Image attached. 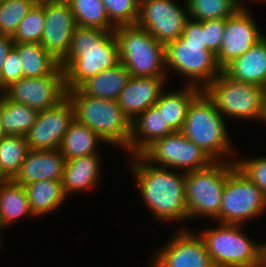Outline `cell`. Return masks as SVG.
I'll return each instance as SVG.
<instances>
[{
    "label": "cell",
    "instance_id": "obj_29",
    "mask_svg": "<svg viewBox=\"0 0 266 267\" xmlns=\"http://www.w3.org/2000/svg\"><path fill=\"white\" fill-rule=\"evenodd\" d=\"M39 112L2 96L0 100V118L5 135L26 136L35 124Z\"/></svg>",
    "mask_w": 266,
    "mask_h": 267
},
{
    "label": "cell",
    "instance_id": "obj_25",
    "mask_svg": "<svg viewBox=\"0 0 266 267\" xmlns=\"http://www.w3.org/2000/svg\"><path fill=\"white\" fill-rule=\"evenodd\" d=\"M22 64V77L37 78L51 74L59 65L40 43H14Z\"/></svg>",
    "mask_w": 266,
    "mask_h": 267
},
{
    "label": "cell",
    "instance_id": "obj_27",
    "mask_svg": "<svg viewBox=\"0 0 266 267\" xmlns=\"http://www.w3.org/2000/svg\"><path fill=\"white\" fill-rule=\"evenodd\" d=\"M35 216L55 211L65 200L62 181L41 180L24 186Z\"/></svg>",
    "mask_w": 266,
    "mask_h": 267
},
{
    "label": "cell",
    "instance_id": "obj_41",
    "mask_svg": "<svg viewBox=\"0 0 266 267\" xmlns=\"http://www.w3.org/2000/svg\"><path fill=\"white\" fill-rule=\"evenodd\" d=\"M35 5H46V4H58V3H65L68 0H32Z\"/></svg>",
    "mask_w": 266,
    "mask_h": 267
},
{
    "label": "cell",
    "instance_id": "obj_13",
    "mask_svg": "<svg viewBox=\"0 0 266 267\" xmlns=\"http://www.w3.org/2000/svg\"><path fill=\"white\" fill-rule=\"evenodd\" d=\"M174 0H140L137 25L146 29L156 41L166 45L179 38L189 19Z\"/></svg>",
    "mask_w": 266,
    "mask_h": 267
},
{
    "label": "cell",
    "instance_id": "obj_43",
    "mask_svg": "<svg viewBox=\"0 0 266 267\" xmlns=\"http://www.w3.org/2000/svg\"><path fill=\"white\" fill-rule=\"evenodd\" d=\"M3 136H5V132L3 131L2 122L0 118V138H2Z\"/></svg>",
    "mask_w": 266,
    "mask_h": 267
},
{
    "label": "cell",
    "instance_id": "obj_20",
    "mask_svg": "<svg viewBox=\"0 0 266 267\" xmlns=\"http://www.w3.org/2000/svg\"><path fill=\"white\" fill-rule=\"evenodd\" d=\"M172 132L174 131L165 123L162 112H159L155 105L150 106L131 122V136L127 150L133 156L140 155L155 140Z\"/></svg>",
    "mask_w": 266,
    "mask_h": 267
},
{
    "label": "cell",
    "instance_id": "obj_31",
    "mask_svg": "<svg viewBox=\"0 0 266 267\" xmlns=\"http://www.w3.org/2000/svg\"><path fill=\"white\" fill-rule=\"evenodd\" d=\"M76 26L115 30L102 0H68Z\"/></svg>",
    "mask_w": 266,
    "mask_h": 267
},
{
    "label": "cell",
    "instance_id": "obj_11",
    "mask_svg": "<svg viewBox=\"0 0 266 267\" xmlns=\"http://www.w3.org/2000/svg\"><path fill=\"white\" fill-rule=\"evenodd\" d=\"M146 161L156 162L162 168H181L195 171L208 167L214 162L194 142L186 138L181 131H174L155 140L141 154Z\"/></svg>",
    "mask_w": 266,
    "mask_h": 267
},
{
    "label": "cell",
    "instance_id": "obj_15",
    "mask_svg": "<svg viewBox=\"0 0 266 267\" xmlns=\"http://www.w3.org/2000/svg\"><path fill=\"white\" fill-rule=\"evenodd\" d=\"M254 21L245 7H241L226 19L223 41L216 55L217 64L221 69L242 56L265 36L258 30Z\"/></svg>",
    "mask_w": 266,
    "mask_h": 267
},
{
    "label": "cell",
    "instance_id": "obj_21",
    "mask_svg": "<svg viewBox=\"0 0 266 267\" xmlns=\"http://www.w3.org/2000/svg\"><path fill=\"white\" fill-rule=\"evenodd\" d=\"M222 71L240 82H249L266 89V36L251 49L228 63Z\"/></svg>",
    "mask_w": 266,
    "mask_h": 267
},
{
    "label": "cell",
    "instance_id": "obj_30",
    "mask_svg": "<svg viewBox=\"0 0 266 267\" xmlns=\"http://www.w3.org/2000/svg\"><path fill=\"white\" fill-rule=\"evenodd\" d=\"M29 148L26 137L5 135L0 138V178L13 180L21 169Z\"/></svg>",
    "mask_w": 266,
    "mask_h": 267
},
{
    "label": "cell",
    "instance_id": "obj_10",
    "mask_svg": "<svg viewBox=\"0 0 266 267\" xmlns=\"http://www.w3.org/2000/svg\"><path fill=\"white\" fill-rule=\"evenodd\" d=\"M165 65L192 79L188 85L201 90L222 71L217 64L216 55L207 49V44L185 42L180 37L165 45Z\"/></svg>",
    "mask_w": 266,
    "mask_h": 267
},
{
    "label": "cell",
    "instance_id": "obj_19",
    "mask_svg": "<svg viewBox=\"0 0 266 267\" xmlns=\"http://www.w3.org/2000/svg\"><path fill=\"white\" fill-rule=\"evenodd\" d=\"M65 161L59 149H29L13 181L22 186L41 180L62 181Z\"/></svg>",
    "mask_w": 266,
    "mask_h": 267
},
{
    "label": "cell",
    "instance_id": "obj_7",
    "mask_svg": "<svg viewBox=\"0 0 266 267\" xmlns=\"http://www.w3.org/2000/svg\"><path fill=\"white\" fill-rule=\"evenodd\" d=\"M222 162L214 161L206 168L185 173L189 219L201 215L219 220L226 178L236 166L234 161Z\"/></svg>",
    "mask_w": 266,
    "mask_h": 267
},
{
    "label": "cell",
    "instance_id": "obj_9",
    "mask_svg": "<svg viewBox=\"0 0 266 267\" xmlns=\"http://www.w3.org/2000/svg\"><path fill=\"white\" fill-rule=\"evenodd\" d=\"M266 209L263 191L235 166L228 174L222 195L219 223L241 224Z\"/></svg>",
    "mask_w": 266,
    "mask_h": 267
},
{
    "label": "cell",
    "instance_id": "obj_32",
    "mask_svg": "<svg viewBox=\"0 0 266 267\" xmlns=\"http://www.w3.org/2000/svg\"><path fill=\"white\" fill-rule=\"evenodd\" d=\"M239 0H186L189 18L197 21L227 19L241 7Z\"/></svg>",
    "mask_w": 266,
    "mask_h": 267
},
{
    "label": "cell",
    "instance_id": "obj_24",
    "mask_svg": "<svg viewBox=\"0 0 266 267\" xmlns=\"http://www.w3.org/2000/svg\"><path fill=\"white\" fill-rule=\"evenodd\" d=\"M186 87L183 91L163 92L155 104L159 112H162L165 123L173 131L182 130L190 103L202 91L195 86Z\"/></svg>",
    "mask_w": 266,
    "mask_h": 267
},
{
    "label": "cell",
    "instance_id": "obj_33",
    "mask_svg": "<svg viewBox=\"0 0 266 267\" xmlns=\"http://www.w3.org/2000/svg\"><path fill=\"white\" fill-rule=\"evenodd\" d=\"M45 26L44 5H34L19 23L14 43H40Z\"/></svg>",
    "mask_w": 266,
    "mask_h": 267
},
{
    "label": "cell",
    "instance_id": "obj_44",
    "mask_svg": "<svg viewBox=\"0 0 266 267\" xmlns=\"http://www.w3.org/2000/svg\"><path fill=\"white\" fill-rule=\"evenodd\" d=\"M2 230V224H1V217H0V231ZM1 242H0V247H1Z\"/></svg>",
    "mask_w": 266,
    "mask_h": 267
},
{
    "label": "cell",
    "instance_id": "obj_37",
    "mask_svg": "<svg viewBox=\"0 0 266 267\" xmlns=\"http://www.w3.org/2000/svg\"><path fill=\"white\" fill-rule=\"evenodd\" d=\"M22 78V64L17 49L13 46L5 60L0 73V88L3 90L9 84Z\"/></svg>",
    "mask_w": 266,
    "mask_h": 267
},
{
    "label": "cell",
    "instance_id": "obj_40",
    "mask_svg": "<svg viewBox=\"0 0 266 267\" xmlns=\"http://www.w3.org/2000/svg\"><path fill=\"white\" fill-rule=\"evenodd\" d=\"M14 46L11 36L0 34V73L10 49Z\"/></svg>",
    "mask_w": 266,
    "mask_h": 267
},
{
    "label": "cell",
    "instance_id": "obj_8",
    "mask_svg": "<svg viewBox=\"0 0 266 267\" xmlns=\"http://www.w3.org/2000/svg\"><path fill=\"white\" fill-rule=\"evenodd\" d=\"M204 91L221 115L265 121L266 89L260 85L234 80L221 71Z\"/></svg>",
    "mask_w": 266,
    "mask_h": 267
},
{
    "label": "cell",
    "instance_id": "obj_2",
    "mask_svg": "<svg viewBox=\"0 0 266 267\" xmlns=\"http://www.w3.org/2000/svg\"><path fill=\"white\" fill-rule=\"evenodd\" d=\"M133 157L131 166L137 186L143 202L156 220H186L185 172L178 174L174 170L154 166L141 155Z\"/></svg>",
    "mask_w": 266,
    "mask_h": 267
},
{
    "label": "cell",
    "instance_id": "obj_18",
    "mask_svg": "<svg viewBox=\"0 0 266 267\" xmlns=\"http://www.w3.org/2000/svg\"><path fill=\"white\" fill-rule=\"evenodd\" d=\"M164 80L165 77H130L117 101L131 122L156 104L163 93Z\"/></svg>",
    "mask_w": 266,
    "mask_h": 267
},
{
    "label": "cell",
    "instance_id": "obj_3",
    "mask_svg": "<svg viewBox=\"0 0 266 267\" xmlns=\"http://www.w3.org/2000/svg\"><path fill=\"white\" fill-rule=\"evenodd\" d=\"M75 112V119L93 130L106 143L128 149L131 121L119 107L117 100L102 99L84 94L79 88L67 91Z\"/></svg>",
    "mask_w": 266,
    "mask_h": 267
},
{
    "label": "cell",
    "instance_id": "obj_22",
    "mask_svg": "<svg viewBox=\"0 0 266 267\" xmlns=\"http://www.w3.org/2000/svg\"><path fill=\"white\" fill-rule=\"evenodd\" d=\"M98 154L84 155L65 161L62 188L64 195L93 188L100 178Z\"/></svg>",
    "mask_w": 266,
    "mask_h": 267
},
{
    "label": "cell",
    "instance_id": "obj_36",
    "mask_svg": "<svg viewBox=\"0 0 266 267\" xmlns=\"http://www.w3.org/2000/svg\"><path fill=\"white\" fill-rule=\"evenodd\" d=\"M236 166L255 183L266 197V157H257L246 160H235Z\"/></svg>",
    "mask_w": 266,
    "mask_h": 267
},
{
    "label": "cell",
    "instance_id": "obj_5",
    "mask_svg": "<svg viewBox=\"0 0 266 267\" xmlns=\"http://www.w3.org/2000/svg\"><path fill=\"white\" fill-rule=\"evenodd\" d=\"M119 45L120 63L131 76L165 77V45L137 24L114 30Z\"/></svg>",
    "mask_w": 266,
    "mask_h": 267
},
{
    "label": "cell",
    "instance_id": "obj_6",
    "mask_svg": "<svg viewBox=\"0 0 266 267\" xmlns=\"http://www.w3.org/2000/svg\"><path fill=\"white\" fill-rule=\"evenodd\" d=\"M241 224H219L204 231L202 238L215 267H262L264 244L243 234Z\"/></svg>",
    "mask_w": 266,
    "mask_h": 267
},
{
    "label": "cell",
    "instance_id": "obj_23",
    "mask_svg": "<svg viewBox=\"0 0 266 267\" xmlns=\"http://www.w3.org/2000/svg\"><path fill=\"white\" fill-rule=\"evenodd\" d=\"M131 75L121 63L102 70L85 81L79 89L86 95L102 99L118 100Z\"/></svg>",
    "mask_w": 266,
    "mask_h": 267
},
{
    "label": "cell",
    "instance_id": "obj_17",
    "mask_svg": "<svg viewBox=\"0 0 266 267\" xmlns=\"http://www.w3.org/2000/svg\"><path fill=\"white\" fill-rule=\"evenodd\" d=\"M45 26L40 44L59 62L68 54L76 23L68 2L44 5Z\"/></svg>",
    "mask_w": 266,
    "mask_h": 267
},
{
    "label": "cell",
    "instance_id": "obj_45",
    "mask_svg": "<svg viewBox=\"0 0 266 267\" xmlns=\"http://www.w3.org/2000/svg\"><path fill=\"white\" fill-rule=\"evenodd\" d=\"M0 90H1V91H0V93H1V94H0V100H1V98H2V96H3V94H2V93H3V90H2L1 88H0Z\"/></svg>",
    "mask_w": 266,
    "mask_h": 267
},
{
    "label": "cell",
    "instance_id": "obj_4",
    "mask_svg": "<svg viewBox=\"0 0 266 267\" xmlns=\"http://www.w3.org/2000/svg\"><path fill=\"white\" fill-rule=\"evenodd\" d=\"M223 120L214 101L202 90L190 103L181 132L213 161H219L221 155L233 152Z\"/></svg>",
    "mask_w": 266,
    "mask_h": 267
},
{
    "label": "cell",
    "instance_id": "obj_34",
    "mask_svg": "<svg viewBox=\"0 0 266 267\" xmlns=\"http://www.w3.org/2000/svg\"><path fill=\"white\" fill-rule=\"evenodd\" d=\"M34 5L32 0H5L0 3V34L12 37Z\"/></svg>",
    "mask_w": 266,
    "mask_h": 267
},
{
    "label": "cell",
    "instance_id": "obj_1",
    "mask_svg": "<svg viewBox=\"0 0 266 267\" xmlns=\"http://www.w3.org/2000/svg\"><path fill=\"white\" fill-rule=\"evenodd\" d=\"M120 63L114 30L76 26L67 56L60 62L67 90L79 88L89 78Z\"/></svg>",
    "mask_w": 266,
    "mask_h": 267
},
{
    "label": "cell",
    "instance_id": "obj_12",
    "mask_svg": "<svg viewBox=\"0 0 266 267\" xmlns=\"http://www.w3.org/2000/svg\"><path fill=\"white\" fill-rule=\"evenodd\" d=\"M65 73L59 65L51 74L37 78L22 77L3 89V96L41 112L67 97Z\"/></svg>",
    "mask_w": 266,
    "mask_h": 267
},
{
    "label": "cell",
    "instance_id": "obj_46",
    "mask_svg": "<svg viewBox=\"0 0 266 267\" xmlns=\"http://www.w3.org/2000/svg\"><path fill=\"white\" fill-rule=\"evenodd\" d=\"M265 122H266V104H265Z\"/></svg>",
    "mask_w": 266,
    "mask_h": 267
},
{
    "label": "cell",
    "instance_id": "obj_42",
    "mask_svg": "<svg viewBox=\"0 0 266 267\" xmlns=\"http://www.w3.org/2000/svg\"><path fill=\"white\" fill-rule=\"evenodd\" d=\"M263 267H266V243H264Z\"/></svg>",
    "mask_w": 266,
    "mask_h": 267
},
{
    "label": "cell",
    "instance_id": "obj_16",
    "mask_svg": "<svg viewBox=\"0 0 266 267\" xmlns=\"http://www.w3.org/2000/svg\"><path fill=\"white\" fill-rule=\"evenodd\" d=\"M176 233L156 254L151 267H215L200 236L182 228Z\"/></svg>",
    "mask_w": 266,
    "mask_h": 267
},
{
    "label": "cell",
    "instance_id": "obj_26",
    "mask_svg": "<svg viewBox=\"0 0 266 267\" xmlns=\"http://www.w3.org/2000/svg\"><path fill=\"white\" fill-rule=\"evenodd\" d=\"M99 140L105 142L88 126L74 119L58 149L66 160H71L84 155L97 154L96 145Z\"/></svg>",
    "mask_w": 266,
    "mask_h": 267
},
{
    "label": "cell",
    "instance_id": "obj_14",
    "mask_svg": "<svg viewBox=\"0 0 266 267\" xmlns=\"http://www.w3.org/2000/svg\"><path fill=\"white\" fill-rule=\"evenodd\" d=\"M75 119L68 96L59 104L39 112L35 124L26 134L30 150L58 149L64 134Z\"/></svg>",
    "mask_w": 266,
    "mask_h": 267
},
{
    "label": "cell",
    "instance_id": "obj_38",
    "mask_svg": "<svg viewBox=\"0 0 266 267\" xmlns=\"http://www.w3.org/2000/svg\"><path fill=\"white\" fill-rule=\"evenodd\" d=\"M226 19L204 20L207 49L217 55L223 41Z\"/></svg>",
    "mask_w": 266,
    "mask_h": 267
},
{
    "label": "cell",
    "instance_id": "obj_28",
    "mask_svg": "<svg viewBox=\"0 0 266 267\" xmlns=\"http://www.w3.org/2000/svg\"><path fill=\"white\" fill-rule=\"evenodd\" d=\"M25 214L33 215L24 186L13 180L0 181V217L2 228L20 219ZM4 226V227H3Z\"/></svg>",
    "mask_w": 266,
    "mask_h": 267
},
{
    "label": "cell",
    "instance_id": "obj_39",
    "mask_svg": "<svg viewBox=\"0 0 266 267\" xmlns=\"http://www.w3.org/2000/svg\"><path fill=\"white\" fill-rule=\"evenodd\" d=\"M185 42L206 43L204 21L188 19L180 36Z\"/></svg>",
    "mask_w": 266,
    "mask_h": 267
},
{
    "label": "cell",
    "instance_id": "obj_35",
    "mask_svg": "<svg viewBox=\"0 0 266 267\" xmlns=\"http://www.w3.org/2000/svg\"><path fill=\"white\" fill-rule=\"evenodd\" d=\"M109 21L115 26L134 25L139 16L140 0H102Z\"/></svg>",
    "mask_w": 266,
    "mask_h": 267
}]
</instances>
